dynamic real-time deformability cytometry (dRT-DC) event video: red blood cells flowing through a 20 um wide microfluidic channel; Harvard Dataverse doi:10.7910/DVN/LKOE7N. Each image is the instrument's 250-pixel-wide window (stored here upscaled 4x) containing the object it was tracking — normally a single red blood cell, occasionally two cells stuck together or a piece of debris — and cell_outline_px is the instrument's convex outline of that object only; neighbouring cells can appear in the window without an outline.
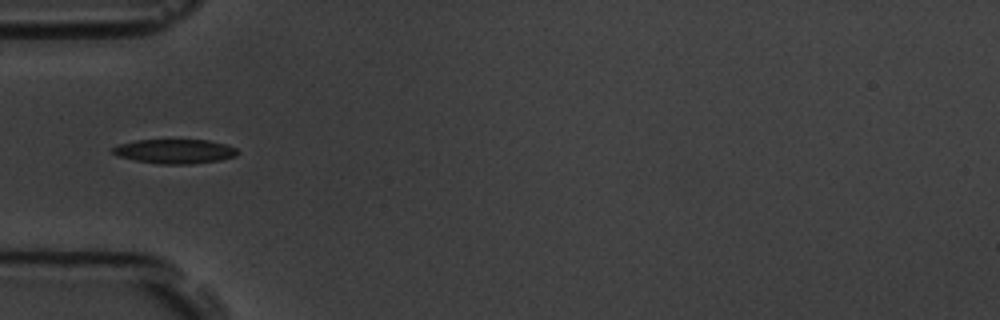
{"species": "common noctule bat (a hibernating species)", "species_latin": "Nyctalus noctula", "temperature_condition": "room temperature", "stored_images_in_passage": 13, "camera_frame_rate_fps": 3000, "um_per_image_px": 0.085, "animal": {"sex": "male", "body_mass_g": 19.5, "forearm_length_mm": 54.6}, "frame": {"image": 1, "passage_image": 5, "time_ms": 5.333, "image_size_px": [1000, 320], "cell_outline_px": [[240, 152], [236, 156], [220, 160], [192, 164], [160, 164], [136, 160], [120, 156], [112, 152], [112, 148], [120, 144], [136, 140], [208, 140], [224, 144], [236, 148]], "centroid_in_image_um": [14.9, 12.86], "position_along_channel_um": 70.1, "area_um2": 17.57}}
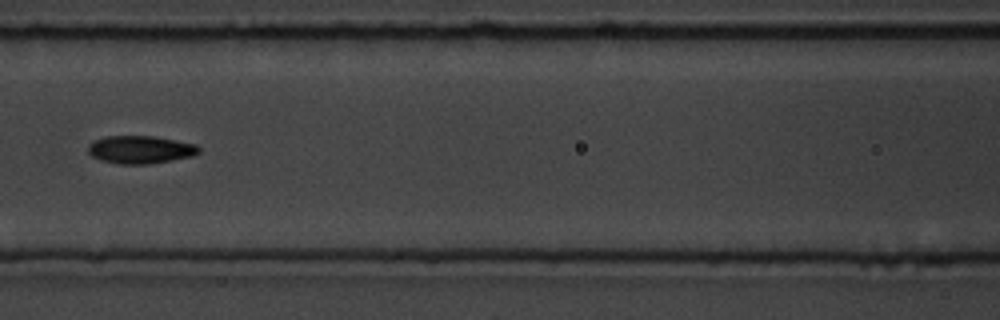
{"frame": {"image": 2, "passage_image": 7, "time_ms": 7.667, "image_size_px": [1000, 320], "cell_outline_px": [[200, 152], [192, 156], [172, 160], [148, 164], [116, 164], [100, 160], [92, 156], [88, 152], [88, 144], [92, 140], [104, 136], [156, 136], [196, 144], [200, 148]], "centroid_in_image_um": [11.9, 12.71], "position_along_channel_um": 154.7, "area_um2": 18.21}}
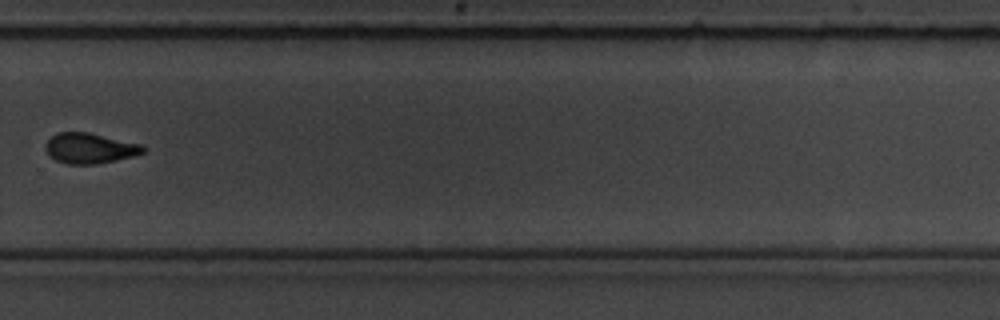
{"frame": {"image": 3, "passage_image": 11, "time_ms": 12.333, "image_size_px": [1000, 320], "cell_outline_px": [[144, 152], [132, 156], [116, 160], [96, 164], [68, 164], [56, 160], [44, 148], [44, 144], [56, 132], [88, 132], [140, 144], [144, 148]], "centroid_in_image_um": [7.59, 12.59], "position_along_channel_um": 322.2, "area_um2": 17.05}, "authors_computed_cell_mechanics": {"area_um2": 18.0336, "velocity_mm_per_s": 3.6036, "shape_relaxation_time_tau1_ms": 9.7906, "shape_relaxation_time_tau2_ms": 3.9384, "deformation_change_tau1": 0.2102, "deformation_change_tau2": 0.0808}}